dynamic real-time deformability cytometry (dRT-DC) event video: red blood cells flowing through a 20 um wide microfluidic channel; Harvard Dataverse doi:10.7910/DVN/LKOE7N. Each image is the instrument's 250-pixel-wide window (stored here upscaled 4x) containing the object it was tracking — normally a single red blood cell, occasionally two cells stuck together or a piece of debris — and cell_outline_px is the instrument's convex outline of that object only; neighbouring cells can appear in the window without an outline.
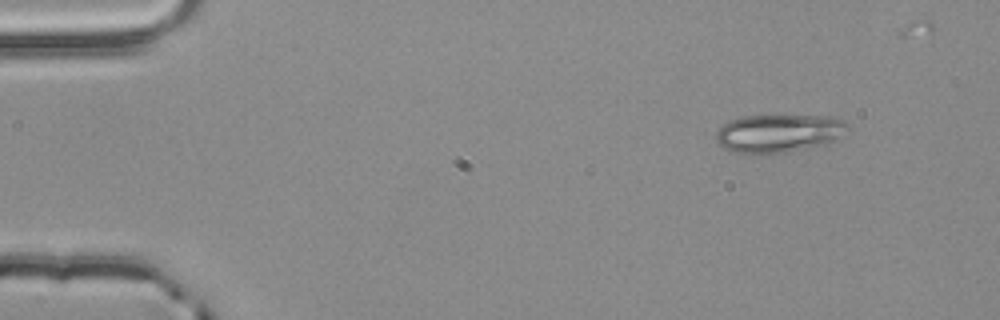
{"species": "common noctule bat (a hibernating species)", "species_latin": "Nyctalus noctula", "temperature_condition": "room temperature", "stored_images_in_passage": 4, "camera_frame_rate_fps": 3000, "um_per_image_px": 0.085, "animal": {"sex": "male", "body_mass_g": 20.4}, "frame": {"image": 1, "passage_image": 1, "time_ms": 0.0, "image_size_px": [1000, 320], "cell_outline_px": [[848, 128], [836, 140], [824, 144], [788, 152], [760, 156], [732, 152], [724, 148], [716, 140], [716, 132], [728, 120], [744, 116], [828, 116], [840, 120], [848, 124]], "centroid_in_image_um": [66.13, 11.36], "position_along_channel_um": 18.9, "area_um2": 29.48}}